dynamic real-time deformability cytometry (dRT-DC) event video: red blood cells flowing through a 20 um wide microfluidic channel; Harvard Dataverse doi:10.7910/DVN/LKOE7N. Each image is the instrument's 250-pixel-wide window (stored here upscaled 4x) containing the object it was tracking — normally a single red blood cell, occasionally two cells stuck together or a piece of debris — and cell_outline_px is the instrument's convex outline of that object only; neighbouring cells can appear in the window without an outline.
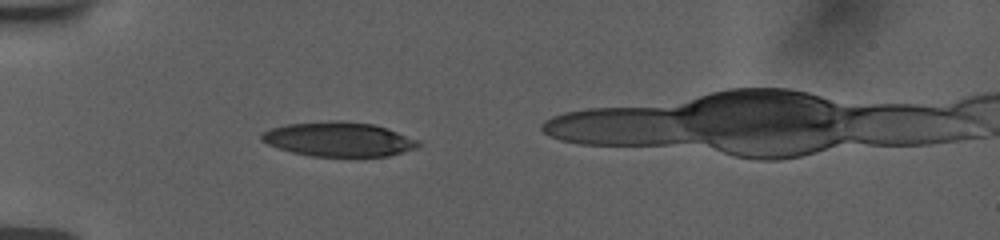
{"species": "human", "species_latin": "Homo sapiens", "temperature_condition": "room temperature", "stored_images_in_passage": 27, "camera_frame_rate_fps": 3000, "um_per_image_px": 0.085, "donor": {"sex": "female"}, "frame": {"image": 1, "passage_image": 9, "time_ms": 5.0, "image_size_px": [1000, 240], "cell_outline_px": [[420, 148], [388, 156], [312, 156], [292, 152], [268, 144], [260, 140], [260, 136], [264, 132], [272, 128], [288, 124], [336, 120], [340, 120], [372, 124], [388, 128], [420, 140]], "centroid_in_image_um": [28.85, 11.84], "position_along_channel_um": 56.1, "area_um2": 31.44}}
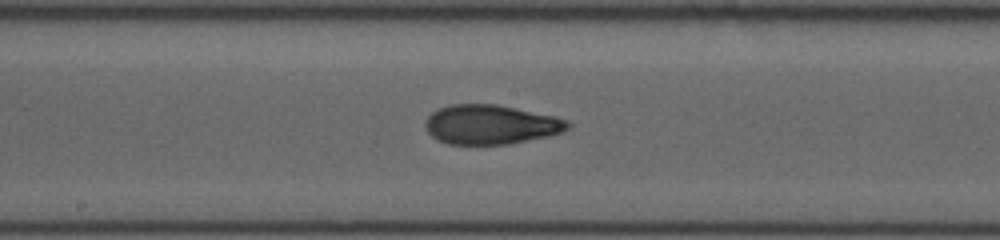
{"frame": {"image": 2, "passage_image": 16, "time_ms": 9.333, "image_size_px": [1000, 240], "cell_outline_px": [[572, 128], [564, 132], [548, 136], [508, 144], [448, 144], [436, 140], [428, 132], [424, 124], [428, 116], [432, 112], [440, 108], [452, 104], [496, 104], [552, 116], [568, 120], [572, 124]], "centroid_in_image_um": [41.73, 10.59], "position_along_channel_um": 206.5, "area_um2": 32.71}}
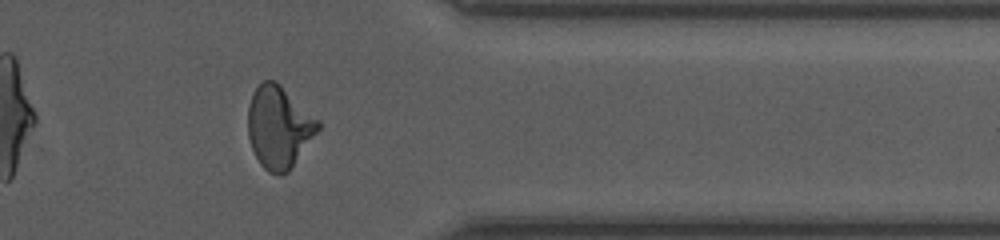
{"frame": {"image": 3, "passage_image": 24, "time_ms": 14.333, "image_size_px": [1000, 240], "cell_outline_px": [[320, 128], [288, 172], [280, 176], [268, 172], [260, 164], [252, 148], [248, 136], [248, 104], [252, 92], [264, 80], [276, 80], [320, 120]], "centroid_in_image_um": [23.7, 10.79], "position_along_channel_um": 387.7, "area_um2": 33.64}}